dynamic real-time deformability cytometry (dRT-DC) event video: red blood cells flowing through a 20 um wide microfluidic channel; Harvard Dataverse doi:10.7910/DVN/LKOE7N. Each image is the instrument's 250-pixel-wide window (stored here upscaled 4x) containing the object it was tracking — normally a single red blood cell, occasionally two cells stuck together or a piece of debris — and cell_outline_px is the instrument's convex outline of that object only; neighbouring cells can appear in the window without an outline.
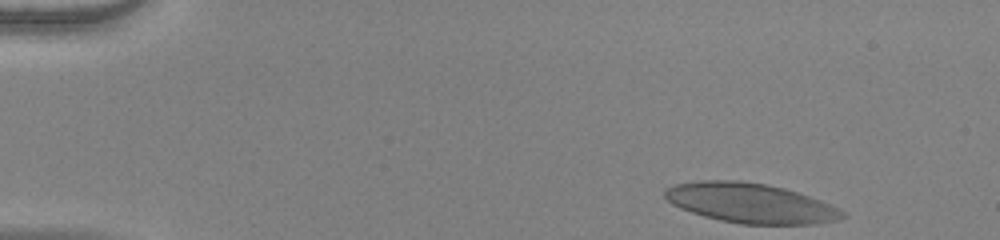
{"species": "human", "species_latin": "Homo sapiens", "temperature_condition": "warm", "stored_images_in_passage": 48, "camera_frame_rate_fps": 3000, "um_per_image_px": 0.085, "donor": {"sex": "female"}, "frame": {"image": 1, "passage_image": 1, "time_ms": 0.0, "image_size_px": [1000, 240], "cell_outline_px": [[848, 216], [840, 220], [816, 224], [740, 224], [720, 220], [704, 216], [680, 208], [672, 204], [664, 196], [664, 188], [676, 184], [700, 180], [740, 180], [764, 184], [784, 188], [820, 200], [840, 208]], "centroid_in_image_um": [63.81, 17.26], "position_along_channel_um": 21.2, "area_um2": 41.27}}
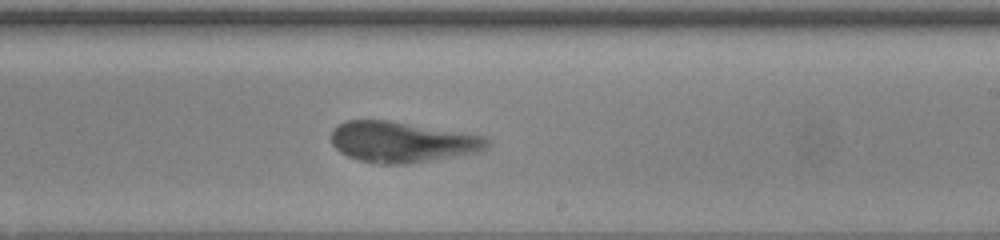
{"frame": {"image": 2, "passage_image": 28, "time_ms": 9.0, "image_size_px": [1000, 240], "cell_outline_px": [[492, 144], [488, 148], [476, 152], [456, 156], [412, 164], [380, 164], [360, 160], [348, 156], [340, 152], [332, 144], [332, 132], [340, 124], [348, 120], [388, 120], [488, 136], [492, 140]], "centroid_in_image_um": [34.26, 12.07], "position_along_channel_um": 254.7, "area_um2": 37.22}}
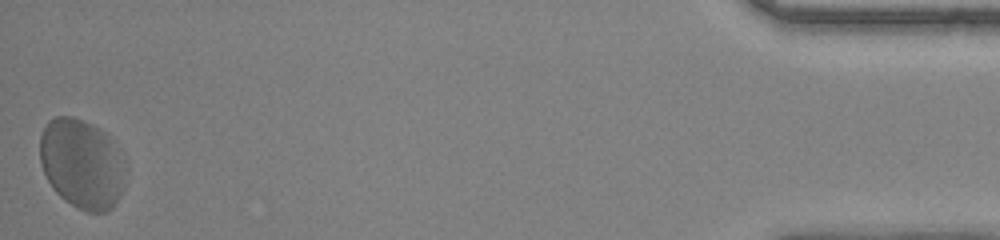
{"frame": {"image": 3, "passage_image": 48, "time_ms": 15.667, "image_size_px": [1000, 240], "cell_outline_px": [[128, 172], [124, 188], [120, 196], [112, 208], [104, 212], [84, 212], [76, 208], [64, 200], [52, 188], [40, 164], [40, 136], [48, 120], [56, 116], [72, 116], [92, 124], [108, 132], [112, 136], [124, 152], [128, 160]], "centroid_in_image_um": [7.05, 13.91], "position_along_channel_um": 428.1, "area_um2": 46.47}, "authors_computed_cell_mechanics": {"area_um2": 38.5237, "velocity_mm_per_s": 3.8456, "shape_relaxation_time_tau1_ms": 3.1174, "shape_relaxation_time_tau2_ms": 0.9979, "deformation_change_tau1": 0.1493, "deformation_change_tau2": 0.0837}}